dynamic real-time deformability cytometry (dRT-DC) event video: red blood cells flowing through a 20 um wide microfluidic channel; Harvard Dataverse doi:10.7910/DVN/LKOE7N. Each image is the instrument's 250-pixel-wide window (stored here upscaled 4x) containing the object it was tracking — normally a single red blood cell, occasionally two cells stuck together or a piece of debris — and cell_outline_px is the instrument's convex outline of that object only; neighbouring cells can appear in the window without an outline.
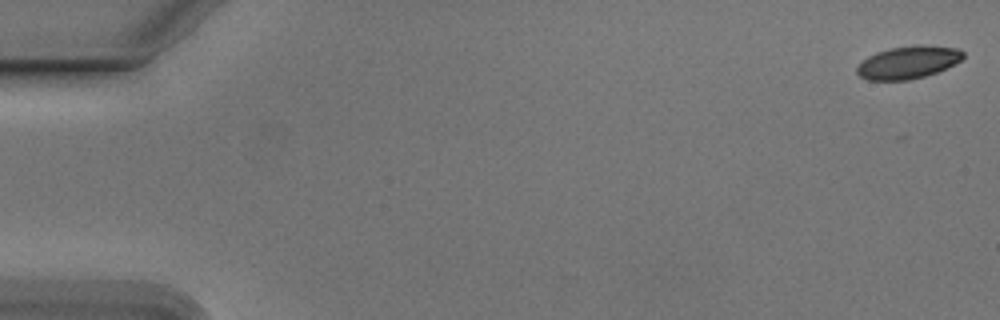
{"species": "Egyptian fruit bat (a non-hibernating species)", "species_latin": "Rousettus aegyptiacus", "temperature_condition": "cold", "stored_images_in_passage": 54, "camera_frame_rate_fps": 3000, "um_per_image_px": 0.085, "animal": {"sex": "male"}, "frame": {"image": 1, "passage_image": 1, "time_ms": 0.0, "image_size_px": [1000, 320], "cell_outline_px": [[964, 56], [956, 64], [936, 72], [924, 76], [908, 80], [868, 80], [860, 76], [856, 72], [856, 68], [868, 56], [876, 52], [892, 48], [920, 44], [956, 48], [964, 52]], "centroid_in_image_um": [77.2, 5.3], "position_along_channel_um": 7.8, "area_um2": 20.06}}
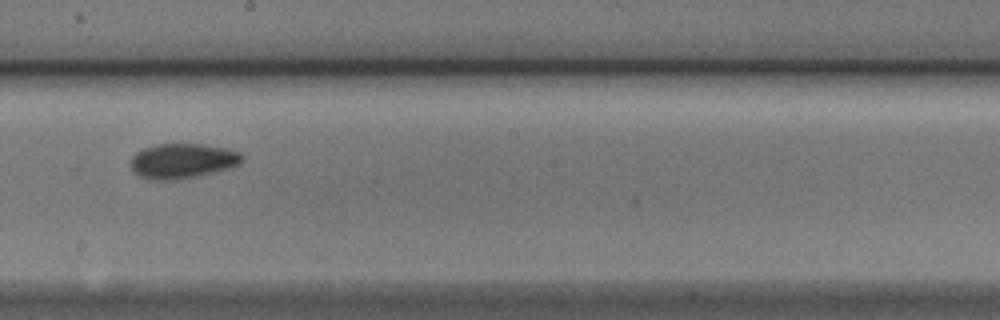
{"frame": {"image": 2, "passage_image": 31, "time_ms": 10.0, "image_size_px": [1000, 320], "cell_outline_px": [[244, 156], [240, 164], [232, 168], [200, 176], [176, 180], [152, 180], [140, 176], [132, 168], [132, 156], [136, 152], [144, 148], [156, 144], [204, 144], [228, 148], [240, 152]], "centroid_in_image_um": [15.58, 13.68], "position_along_channel_um": 232.6, "area_um2": 22.95}}
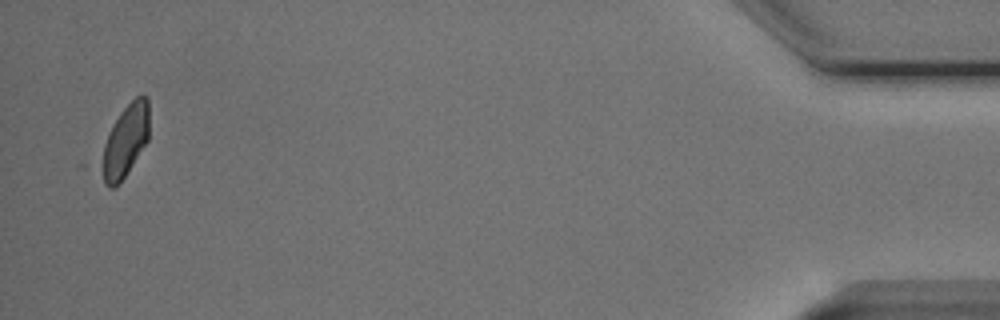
{"frame": {"image": 3, "passage_image": 53, "time_ms": 17.333, "image_size_px": [1000, 320], "cell_outline_px": [[148, 140], [124, 176], [112, 188], [108, 188], [104, 184], [96, 164], [108, 132], [112, 124], [120, 112], [136, 96], [148, 96]], "centroid_in_image_um": [10.56, 12.02], "position_along_channel_um": 424.6, "area_um2": 20.35}, "authors_computed_cell_mechanics": {"area_um2": 21.3571, "velocity_mm_per_s": 3.7795, "shape_relaxation_time_tau1_ms": 3.9777, "shape_relaxation_time_tau2_ms": 3.3612, "deformation_change_tau1": 0.0859, "deformation_change_tau2": 0.0675}}